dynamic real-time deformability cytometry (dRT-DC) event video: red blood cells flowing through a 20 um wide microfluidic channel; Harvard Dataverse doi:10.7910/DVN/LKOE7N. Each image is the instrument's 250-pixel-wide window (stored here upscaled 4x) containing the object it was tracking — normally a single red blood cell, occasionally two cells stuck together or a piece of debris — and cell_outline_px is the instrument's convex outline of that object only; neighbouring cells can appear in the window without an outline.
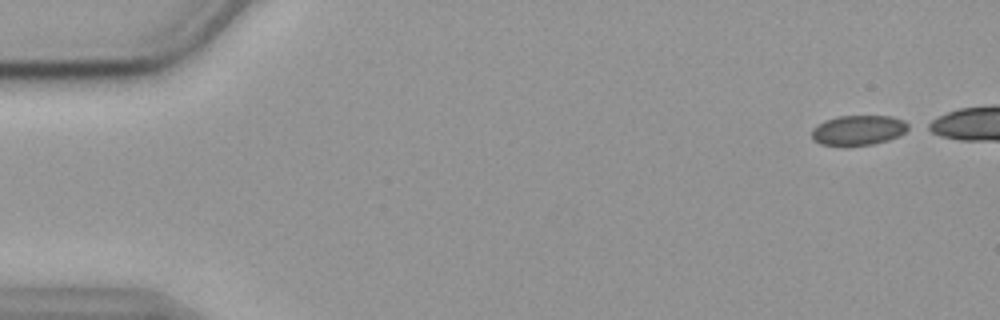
{"species": "common noctule bat (a hibernating species)", "species_latin": "Nyctalus noctula", "temperature_condition": "cold", "stored_images_in_passage": 44, "camera_frame_rate_fps": 3000, "um_per_image_px": 0.085, "animal": {"sex": "female", "body_mass_g": 19.9}, "frame": {"image": 1, "passage_image": 1, "time_ms": 0.0, "image_size_px": [1000, 320], "cell_outline_px": [[912, 128], [900, 136], [888, 140], [872, 144], [820, 144], [812, 140], [812, 128], [824, 120], [840, 116], [892, 116], [904, 120], [912, 124]], "centroid_in_image_um": [73.03, 11.04], "position_along_channel_um": 12.0, "area_um2": 16.88}}
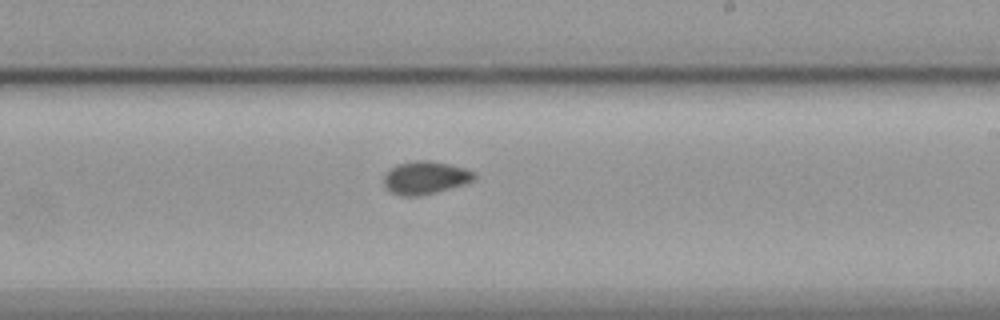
{"frame": {"image": 2, "passage_image": 31, "time_ms": 10.0, "image_size_px": [1000, 320], "cell_outline_px": [[476, 180], [464, 184], [436, 192], [420, 196], [400, 196], [384, 188], [384, 176], [388, 168], [396, 164], [416, 160], [428, 160], [448, 164], [464, 168], [476, 172]], "centroid_in_image_um": [36.13, 15.1], "position_along_channel_um": 252.9, "area_um2": 17.57}}
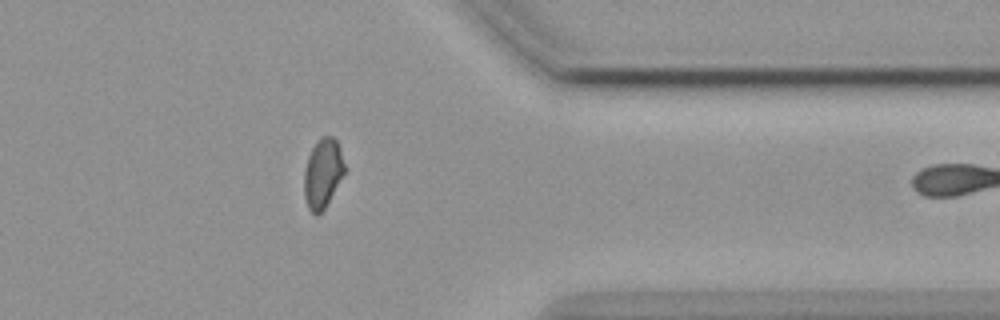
{"frame": {"image": 3, "passage_image": 43, "time_ms": 14.0, "image_size_px": [1000, 320], "cell_outline_px": [[348, 168], [324, 208], [316, 216], [308, 208], [304, 196], [304, 168], [308, 156], [312, 148], [320, 136], [332, 136], [336, 140], [340, 148]], "centroid_in_image_um": [27.45, 14.7], "position_along_channel_um": 383.9, "area_um2": 16.59}}